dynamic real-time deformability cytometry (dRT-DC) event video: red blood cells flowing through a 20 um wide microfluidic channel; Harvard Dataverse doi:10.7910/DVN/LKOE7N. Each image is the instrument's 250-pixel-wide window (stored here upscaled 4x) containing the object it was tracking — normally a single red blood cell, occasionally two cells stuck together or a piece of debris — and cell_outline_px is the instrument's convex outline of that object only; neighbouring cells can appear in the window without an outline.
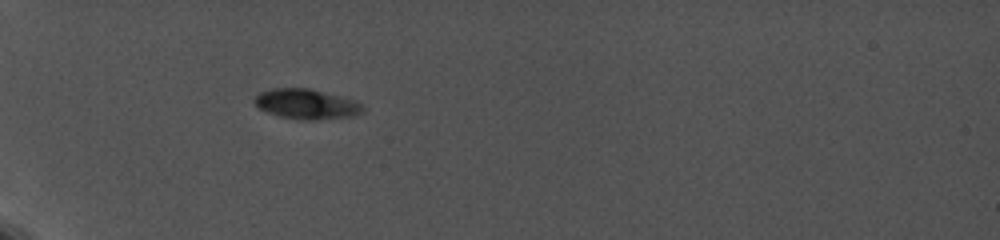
{"species": "common noctule bat (a hibernating species)", "species_latin": "Nyctalus noctula", "temperature_condition": "cold", "stored_images_in_passage": 56, "camera_frame_rate_fps": 5000, "um_per_image_px": 0.085, "animal": {"sex": "female", "body_mass_g": 19.0, "forearm_length_mm": 56.7}, "frame": {"image": 1, "passage_image": 1, "time_ms": 0.0, "image_size_px": [1000, 240], "cell_outline_px": [[364, 112], [352, 116], [316, 120], [300, 120], [280, 116], [268, 112], [260, 108], [252, 100], [260, 92], [272, 88], [308, 88], [356, 100], [364, 108]], "centroid_in_image_um": [26.05, 8.85], "position_along_channel_um": 58.9, "area_um2": 18.9}}
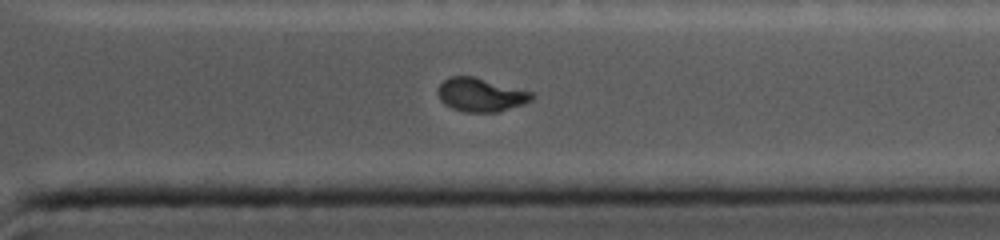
{"frame": {"image": 2, "passage_image": 45, "time_ms": 9.0, "image_size_px": [1000, 240], "cell_outline_px": [[536, 96], [532, 100], [524, 104], [496, 112], [464, 112], [452, 108], [444, 104], [440, 100], [436, 92], [436, 88], [448, 76], [472, 76], [532, 92]], "centroid_in_image_um": [40.83, 8.06], "position_along_channel_um": 370.6, "area_um2": 18.44}}
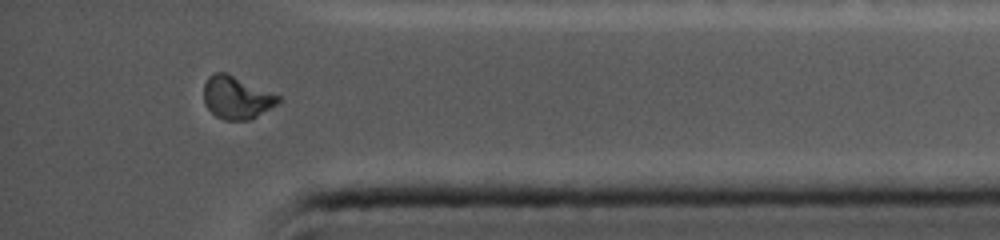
{"frame": {"image": 3, "passage_image": 49, "time_ms": 10.2, "image_size_px": [1000, 240], "cell_outline_px": [[280, 100], [276, 104], [252, 120], [224, 120], [216, 116], [204, 104], [204, 84], [208, 76], [212, 72], [228, 72], [280, 96]], "centroid_in_image_um": [20.09, 8.28], "position_along_channel_um": 415.1, "area_um2": 18.67}}